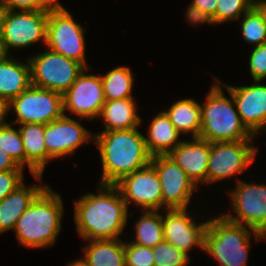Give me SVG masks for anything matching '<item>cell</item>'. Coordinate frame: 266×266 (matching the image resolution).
Listing matches in <instances>:
<instances>
[{"label": "cell", "mask_w": 266, "mask_h": 266, "mask_svg": "<svg viewBox=\"0 0 266 266\" xmlns=\"http://www.w3.org/2000/svg\"><path fill=\"white\" fill-rule=\"evenodd\" d=\"M143 214L135 223V238L130 242L144 247H155L163 238L162 214L159 210H141Z\"/></svg>", "instance_id": "cell-26"}, {"label": "cell", "mask_w": 266, "mask_h": 266, "mask_svg": "<svg viewBox=\"0 0 266 266\" xmlns=\"http://www.w3.org/2000/svg\"><path fill=\"white\" fill-rule=\"evenodd\" d=\"M11 170H23L15 160L0 148V172Z\"/></svg>", "instance_id": "cell-37"}, {"label": "cell", "mask_w": 266, "mask_h": 266, "mask_svg": "<svg viewBox=\"0 0 266 266\" xmlns=\"http://www.w3.org/2000/svg\"><path fill=\"white\" fill-rule=\"evenodd\" d=\"M0 148L11 156L19 166H25L22 137L19 129L13 128L11 123L0 126Z\"/></svg>", "instance_id": "cell-29"}, {"label": "cell", "mask_w": 266, "mask_h": 266, "mask_svg": "<svg viewBox=\"0 0 266 266\" xmlns=\"http://www.w3.org/2000/svg\"><path fill=\"white\" fill-rule=\"evenodd\" d=\"M106 100L133 98V73L127 66H118L101 75Z\"/></svg>", "instance_id": "cell-27"}, {"label": "cell", "mask_w": 266, "mask_h": 266, "mask_svg": "<svg viewBox=\"0 0 266 266\" xmlns=\"http://www.w3.org/2000/svg\"><path fill=\"white\" fill-rule=\"evenodd\" d=\"M18 127L25 151V165L36 180H41L47 164L45 124L25 123Z\"/></svg>", "instance_id": "cell-19"}, {"label": "cell", "mask_w": 266, "mask_h": 266, "mask_svg": "<svg viewBox=\"0 0 266 266\" xmlns=\"http://www.w3.org/2000/svg\"><path fill=\"white\" fill-rule=\"evenodd\" d=\"M136 107L134 98L106 100L99 116L105 124L103 131L138 128L141 117L137 114Z\"/></svg>", "instance_id": "cell-23"}, {"label": "cell", "mask_w": 266, "mask_h": 266, "mask_svg": "<svg viewBox=\"0 0 266 266\" xmlns=\"http://www.w3.org/2000/svg\"><path fill=\"white\" fill-rule=\"evenodd\" d=\"M242 17L240 25L243 39L254 46L265 44L266 23L263 10L255 4Z\"/></svg>", "instance_id": "cell-28"}, {"label": "cell", "mask_w": 266, "mask_h": 266, "mask_svg": "<svg viewBox=\"0 0 266 266\" xmlns=\"http://www.w3.org/2000/svg\"><path fill=\"white\" fill-rule=\"evenodd\" d=\"M17 115L11 124H48L64 115L62 94L30 85L10 101Z\"/></svg>", "instance_id": "cell-8"}, {"label": "cell", "mask_w": 266, "mask_h": 266, "mask_svg": "<svg viewBox=\"0 0 266 266\" xmlns=\"http://www.w3.org/2000/svg\"><path fill=\"white\" fill-rule=\"evenodd\" d=\"M83 72L71 87L62 95L63 110L70 111L82 119L94 120L101 114L106 102L101 75Z\"/></svg>", "instance_id": "cell-13"}, {"label": "cell", "mask_w": 266, "mask_h": 266, "mask_svg": "<svg viewBox=\"0 0 266 266\" xmlns=\"http://www.w3.org/2000/svg\"><path fill=\"white\" fill-rule=\"evenodd\" d=\"M82 249L85 255L78 259L87 266H126L124 242L120 238L90 240Z\"/></svg>", "instance_id": "cell-24"}, {"label": "cell", "mask_w": 266, "mask_h": 266, "mask_svg": "<svg viewBox=\"0 0 266 266\" xmlns=\"http://www.w3.org/2000/svg\"><path fill=\"white\" fill-rule=\"evenodd\" d=\"M96 194L74 202L76 230L83 240L119 239L128 219V207L115 185L99 184Z\"/></svg>", "instance_id": "cell-1"}, {"label": "cell", "mask_w": 266, "mask_h": 266, "mask_svg": "<svg viewBox=\"0 0 266 266\" xmlns=\"http://www.w3.org/2000/svg\"><path fill=\"white\" fill-rule=\"evenodd\" d=\"M253 141L210 143L207 184L242 174L257 156Z\"/></svg>", "instance_id": "cell-11"}, {"label": "cell", "mask_w": 266, "mask_h": 266, "mask_svg": "<svg viewBox=\"0 0 266 266\" xmlns=\"http://www.w3.org/2000/svg\"><path fill=\"white\" fill-rule=\"evenodd\" d=\"M166 212V213H165ZM162 215L163 238L177 249L187 253L192 247L204 249V235L208 220L195 223L187 208L166 209Z\"/></svg>", "instance_id": "cell-16"}, {"label": "cell", "mask_w": 266, "mask_h": 266, "mask_svg": "<svg viewBox=\"0 0 266 266\" xmlns=\"http://www.w3.org/2000/svg\"><path fill=\"white\" fill-rule=\"evenodd\" d=\"M150 164L161 183L163 208H188L193 191H197L198 186L169 155L152 156Z\"/></svg>", "instance_id": "cell-12"}, {"label": "cell", "mask_w": 266, "mask_h": 266, "mask_svg": "<svg viewBox=\"0 0 266 266\" xmlns=\"http://www.w3.org/2000/svg\"><path fill=\"white\" fill-rule=\"evenodd\" d=\"M51 8H63L58 0H44Z\"/></svg>", "instance_id": "cell-40"}, {"label": "cell", "mask_w": 266, "mask_h": 266, "mask_svg": "<svg viewBox=\"0 0 266 266\" xmlns=\"http://www.w3.org/2000/svg\"><path fill=\"white\" fill-rule=\"evenodd\" d=\"M248 64L253 80L261 81L266 77V43L254 46Z\"/></svg>", "instance_id": "cell-34"}, {"label": "cell", "mask_w": 266, "mask_h": 266, "mask_svg": "<svg viewBox=\"0 0 266 266\" xmlns=\"http://www.w3.org/2000/svg\"><path fill=\"white\" fill-rule=\"evenodd\" d=\"M10 110V101L5 97L0 96V126L7 124L6 116Z\"/></svg>", "instance_id": "cell-38"}, {"label": "cell", "mask_w": 266, "mask_h": 266, "mask_svg": "<svg viewBox=\"0 0 266 266\" xmlns=\"http://www.w3.org/2000/svg\"><path fill=\"white\" fill-rule=\"evenodd\" d=\"M3 5L11 11L49 10L51 7L44 0H2Z\"/></svg>", "instance_id": "cell-36"}, {"label": "cell", "mask_w": 266, "mask_h": 266, "mask_svg": "<svg viewBox=\"0 0 266 266\" xmlns=\"http://www.w3.org/2000/svg\"><path fill=\"white\" fill-rule=\"evenodd\" d=\"M180 134L166 113L158 112L149 125L148 137H144L149 153L152 156L168 155L182 142Z\"/></svg>", "instance_id": "cell-21"}, {"label": "cell", "mask_w": 266, "mask_h": 266, "mask_svg": "<svg viewBox=\"0 0 266 266\" xmlns=\"http://www.w3.org/2000/svg\"><path fill=\"white\" fill-rule=\"evenodd\" d=\"M214 79L206 102L201 105L199 138L210 143L254 140L253 134L242 123L235 109L236 104L232 94L228 92L231 98H226L220 80L216 77Z\"/></svg>", "instance_id": "cell-4"}, {"label": "cell", "mask_w": 266, "mask_h": 266, "mask_svg": "<svg viewBox=\"0 0 266 266\" xmlns=\"http://www.w3.org/2000/svg\"><path fill=\"white\" fill-rule=\"evenodd\" d=\"M31 85L30 64L6 55L0 61V96L9 101Z\"/></svg>", "instance_id": "cell-22"}, {"label": "cell", "mask_w": 266, "mask_h": 266, "mask_svg": "<svg viewBox=\"0 0 266 266\" xmlns=\"http://www.w3.org/2000/svg\"><path fill=\"white\" fill-rule=\"evenodd\" d=\"M265 129H266V117L264 118L261 125L257 128V130L253 133V138L259 133L261 134L262 130H265Z\"/></svg>", "instance_id": "cell-42"}, {"label": "cell", "mask_w": 266, "mask_h": 266, "mask_svg": "<svg viewBox=\"0 0 266 266\" xmlns=\"http://www.w3.org/2000/svg\"><path fill=\"white\" fill-rule=\"evenodd\" d=\"M48 11H11L7 9L0 35V44L6 55H10V48L18 50L29 47L38 41L46 43Z\"/></svg>", "instance_id": "cell-9"}, {"label": "cell", "mask_w": 266, "mask_h": 266, "mask_svg": "<svg viewBox=\"0 0 266 266\" xmlns=\"http://www.w3.org/2000/svg\"><path fill=\"white\" fill-rule=\"evenodd\" d=\"M31 57V58H30ZM31 85L64 94L86 69L82 64L51 50L28 57Z\"/></svg>", "instance_id": "cell-6"}, {"label": "cell", "mask_w": 266, "mask_h": 266, "mask_svg": "<svg viewBox=\"0 0 266 266\" xmlns=\"http://www.w3.org/2000/svg\"><path fill=\"white\" fill-rule=\"evenodd\" d=\"M84 31V27L77 23L64 7L51 8L48 11L45 46L88 69Z\"/></svg>", "instance_id": "cell-7"}, {"label": "cell", "mask_w": 266, "mask_h": 266, "mask_svg": "<svg viewBox=\"0 0 266 266\" xmlns=\"http://www.w3.org/2000/svg\"><path fill=\"white\" fill-rule=\"evenodd\" d=\"M217 0H192L188 5L186 20L190 24L201 25L200 23L216 24Z\"/></svg>", "instance_id": "cell-32"}, {"label": "cell", "mask_w": 266, "mask_h": 266, "mask_svg": "<svg viewBox=\"0 0 266 266\" xmlns=\"http://www.w3.org/2000/svg\"><path fill=\"white\" fill-rule=\"evenodd\" d=\"M6 13H7V8L1 2L0 3V35L2 32L3 25H4V19H5Z\"/></svg>", "instance_id": "cell-39"}, {"label": "cell", "mask_w": 266, "mask_h": 266, "mask_svg": "<svg viewBox=\"0 0 266 266\" xmlns=\"http://www.w3.org/2000/svg\"><path fill=\"white\" fill-rule=\"evenodd\" d=\"M256 4L263 10L266 23V0H257Z\"/></svg>", "instance_id": "cell-41"}, {"label": "cell", "mask_w": 266, "mask_h": 266, "mask_svg": "<svg viewBox=\"0 0 266 266\" xmlns=\"http://www.w3.org/2000/svg\"><path fill=\"white\" fill-rule=\"evenodd\" d=\"M257 0H217L216 24L242 19Z\"/></svg>", "instance_id": "cell-31"}, {"label": "cell", "mask_w": 266, "mask_h": 266, "mask_svg": "<svg viewBox=\"0 0 266 266\" xmlns=\"http://www.w3.org/2000/svg\"><path fill=\"white\" fill-rule=\"evenodd\" d=\"M144 137L138 128L94 134L93 141L99 148L102 163L100 184L115 185L123 177L151 163L152 155Z\"/></svg>", "instance_id": "cell-2"}, {"label": "cell", "mask_w": 266, "mask_h": 266, "mask_svg": "<svg viewBox=\"0 0 266 266\" xmlns=\"http://www.w3.org/2000/svg\"><path fill=\"white\" fill-rule=\"evenodd\" d=\"M181 134L199 138L201 130V105L192 99H180L164 111Z\"/></svg>", "instance_id": "cell-25"}, {"label": "cell", "mask_w": 266, "mask_h": 266, "mask_svg": "<svg viewBox=\"0 0 266 266\" xmlns=\"http://www.w3.org/2000/svg\"><path fill=\"white\" fill-rule=\"evenodd\" d=\"M127 207L129 202L140 206L141 210H162V187L155 168L149 164L123 177L115 184Z\"/></svg>", "instance_id": "cell-14"}, {"label": "cell", "mask_w": 266, "mask_h": 266, "mask_svg": "<svg viewBox=\"0 0 266 266\" xmlns=\"http://www.w3.org/2000/svg\"><path fill=\"white\" fill-rule=\"evenodd\" d=\"M67 266H87V265H85L80 259H77L75 261L68 263Z\"/></svg>", "instance_id": "cell-43"}, {"label": "cell", "mask_w": 266, "mask_h": 266, "mask_svg": "<svg viewBox=\"0 0 266 266\" xmlns=\"http://www.w3.org/2000/svg\"><path fill=\"white\" fill-rule=\"evenodd\" d=\"M63 205L60 194L47 186L16 221L13 230L19 244L34 249L56 243L62 230Z\"/></svg>", "instance_id": "cell-3"}, {"label": "cell", "mask_w": 266, "mask_h": 266, "mask_svg": "<svg viewBox=\"0 0 266 266\" xmlns=\"http://www.w3.org/2000/svg\"><path fill=\"white\" fill-rule=\"evenodd\" d=\"M82 118L75 121L64 114L45 124L44 140L47 146V162L55 158L72 155L84 143L93 142L94 134L81 125Z\"/></svg>", "instance_id": "cell-15"}, {"label": "cell", "mask_w": 266, "mask_h": 266, "mask_svg": "<svg viewBox=\"0 0 266 266\" xmlns=\"http://www.w3.org/2000/svg\"><path fill=\"white\" fill-rule=\"evenodd\" d=\"M249 86H231L220 82L233 96L242 123L253 134L266 117V85L254 80Z\"/></svg>", "instance_id": "cell-17"}, {"label": "cell", "mask_w": 266, "mask_h": 266, "mask_svg": "<svg viewBox=\"0 0 266 266\" xmlns=\"http://www.w3.org/2000/svg\"><path fill=\"white\" fill-rule=\"evenodd\" d=\"M24 170L0 172V201L24 182Z\"/></svg>", "instance_id": "cell-35"}, {"label": "cell", "mask_w": 266, "mask_h": 266, "mask_svg": "<svg viewBox=\"0 0 266 266\" xmlns=\"http://www.w3.org/2000/svg\"><path fill=\"white\" fill-rule=\"evenodd\" d=\"M154 266H187L190 257L170 242L163 240L153 247Z\"/></svg>", "instance_id": "cell-30"}, {"label": "cell", "mask_w": 266, "mask_h": 266, "mask_svg": "<svg viewBox=\"0 0 266 266\" xmlns=\"http://www.w3.org/2000/svg\"><path fill=\"white\" fill-rule=\"evenodd\" d=\"M47 186L46 184L25 186L23 182L0 201V234L14 229L19 217Z\"/></svg>", "instance_id": "cell-20"}, {"label": "cell", "mask_w": 266, "mask_h": 266, "mask_svg": "<svg viewBox=\"0 0 266 266\" xmlns=\"http://www.w3.org/2000/svg\"><path fill=\"white\" fill-rule=\"evenodd\" d=\"M126 266H154L153 248L124 242Z\"/></svg>", "instance_id": "cell-33"}, {"label": "cell", "mask_w": 266, "mask_h": 266, "mask_svg": "<svg viewBox=\"0 0 266 266\" xmlns=\"http://www.w3.org/2000/svg\"><path fill=\"white\" fill-rule=\"evenodd\" d=\"M229 197L237 216L229 213L222 215L230 222L250 227L266 236V184L237 179Z\"/></svg>", "instance_id": "cell-10"}, {"label": "cell", "mask_w": 266, "mask_h": 266, "mask_svg": "<svg viewBox=\"0 0 266 266\" xmlns=\"http://www.w3.org/2000/svg\"><path fill=\"white\" fill-rule=\"evenodd\" d=\"M6 56L2 45L0 44V61Z\"/></svg>", "instance_id": "cell-44"}, {"label": "cell", "mask_w": 266, "mask_h": 266, "mask_svg": "<svg viewBox=\"0 0 266 266\" xmlns=\"http://www.w3.org/2000/svg\"><path fill=\"white\" fill-rule=\"evenodd\" d=\"M195 183L207 184L210 142L200 138L182 141L168 154Z\"/></svg>", "instance_id": "cell-18"}, {"label": "cell", "mask_w": 266, "mask_h": 266, "mask_svg": "<svg viewBox=\"0 0 266 266\" xmlns=\"http://www.w3.org/2000/svg\"><path fill=\"white\" fill-rule=\"evenodd\" d=\"M256 241L266 236L250 227L228 221L222 214L208 219L204 235V249L220 266H247L250 237Z\"/></svg>", "instance_id": "cell-5"}]
</instances>
